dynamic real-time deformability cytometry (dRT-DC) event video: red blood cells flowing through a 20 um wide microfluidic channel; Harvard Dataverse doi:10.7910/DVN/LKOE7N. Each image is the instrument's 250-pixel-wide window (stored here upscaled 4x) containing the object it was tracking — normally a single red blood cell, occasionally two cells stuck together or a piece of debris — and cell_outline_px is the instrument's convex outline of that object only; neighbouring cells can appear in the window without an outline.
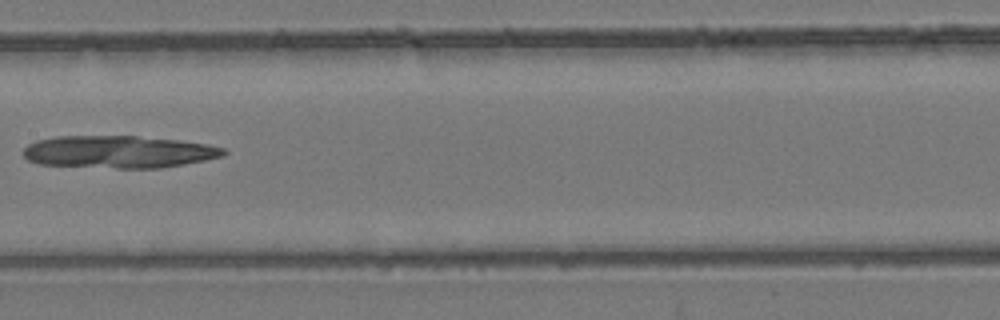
{"species": "common noctule bat (a hibernating species)", "species_latin": "Nyctalus noctula", "temperature_condition": "room temperature", "stored_images_in_passage": 8, "camera_frame_rate_fps": 3000, "um_per_image_px": 0.085, "animal": {"sex": "female", "body_mass_g": 24.6, "forearm_length_mm": 56.2}, "frame": {"image": 1, "passage_image": 7, "time_ms": 7.667, "image_size_px": [1000, 320], "cell_outline_px": [[228, 152], [224, 156], [184, 164], [160, 168], [116, 168], [40, 164], [28, 160], [24, 156], [24, 148], [28, 144], [36, 140], [56, 136], [136, 136], [180, 140], [208, 144], [224, 148]], "centroid_in_image_um": [10.1, 12.9], "position_along_channel_um": 197.3, "area_um2": 37.86}}
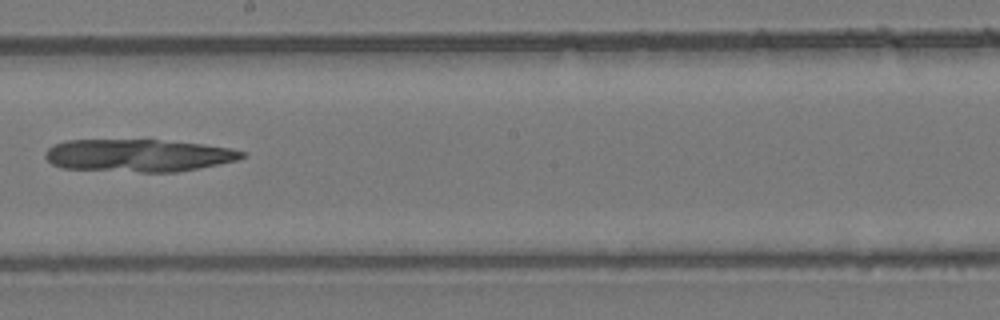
{"frame": {"image": 2, "passage_image": 8, "time_ms": 8.667, "image_size_px": [1000, 320], "cell_outline_px": [[244, 156], [236, 160], [176, 172], [140, 172], [64, 168], [52, 164], [44, 156], [44, 152], [52, 144], [64, 140], [156, 140], [204, 144], [232, 148], [244, 152]], "centroid_in_image_um": [11.7, 13.2], "position_along_channel_um": 236.5, "area_um2": 37.11}}